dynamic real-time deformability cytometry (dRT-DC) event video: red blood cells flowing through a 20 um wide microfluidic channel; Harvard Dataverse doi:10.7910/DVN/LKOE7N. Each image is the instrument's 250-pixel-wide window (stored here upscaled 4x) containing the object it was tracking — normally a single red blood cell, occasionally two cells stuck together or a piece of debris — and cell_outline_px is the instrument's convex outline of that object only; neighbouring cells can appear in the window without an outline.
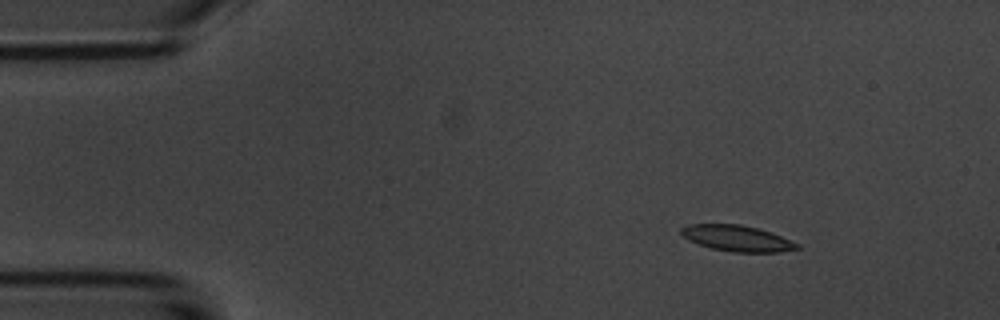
{"species": "common noctule bat (a hibernating species)", "species_latin": "Nyctalus noctula", "temperature_condition": "room temperature", "stored_images_in_passage": 10, "camera_frame_rate_fps": 3000, "um_per_image_px": 0.085, "animal": {"sex": "male", "body_mass_g": 20.1, "forearm_length_mm": 53.5}, "frame": {"image": 1, "passage_image": 2, "time_ms": 1.0, "image_size_px": [1000, 320], "cell_outline_px": [[800, 248], [780, 252], [732, 252], [712, 248], [688, 240], [680, 232], [680, 228], [688, 224], [740, 224], [756, 228], [780, 236], [800, 244]], "centroid_in_image_um": [62.64, 20.26], "position_along_channel_um": 22.4, "area_um2": 17.34}}
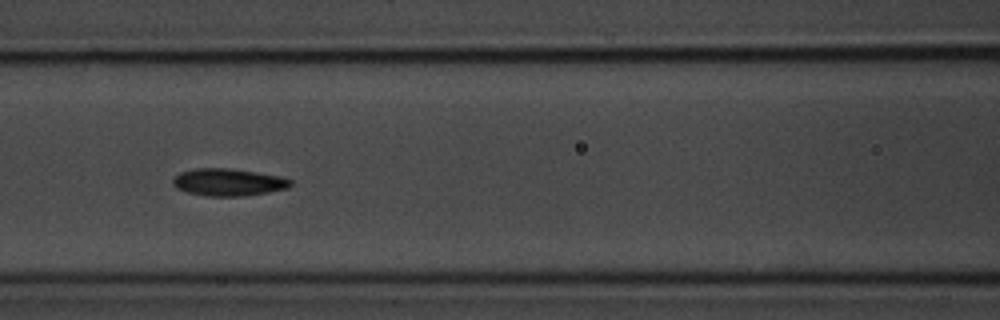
{"frame": {"image": 2, "passage_image": 6, "time_ms": 6.333, "image_size_px": [1000, 320], "cell_outline_px": [[292, 184], [288, 188], [268, 192], [244, 196], [204, 196], [188, 192], [176, 188], [172, 184], [172, 180], [180, 172], [192, 168], [228, 168], [256, 172], [280, 176], [292, 180]], "centroid_in_image_um": [19.39, 15.48], "position_along_channel_um": 147.2, "area_um2": 18.79}}
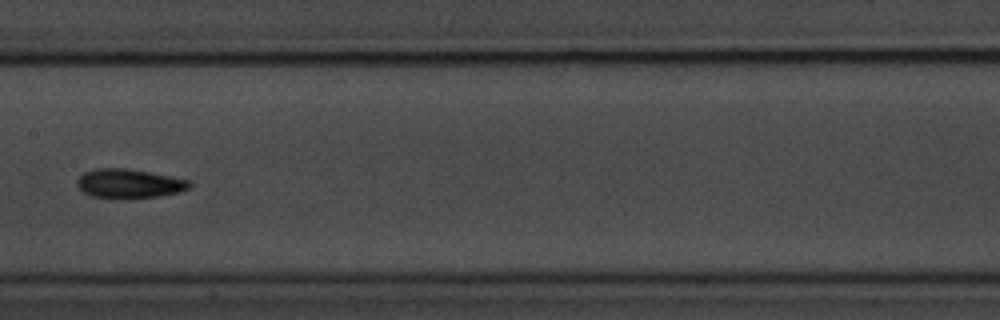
{"frame": {"image": 3, "passage_image": 7, "time_ms": 7.667, "image_size_px": [1000, 320], "cell_outline_px": [[192, 184], [188, 188], [180, 192], [160, 196], [132, 200], [120, 200], [92, 196], [84, 192], [76, 184], [76, 180], [84, 172], [96, 168], [124, 168], [172, 176], [188, 180]], "centroid_in_image_um": [10.97, 15.63], "position_along_channel_um": 196.4, "area_um2": 19.54}}